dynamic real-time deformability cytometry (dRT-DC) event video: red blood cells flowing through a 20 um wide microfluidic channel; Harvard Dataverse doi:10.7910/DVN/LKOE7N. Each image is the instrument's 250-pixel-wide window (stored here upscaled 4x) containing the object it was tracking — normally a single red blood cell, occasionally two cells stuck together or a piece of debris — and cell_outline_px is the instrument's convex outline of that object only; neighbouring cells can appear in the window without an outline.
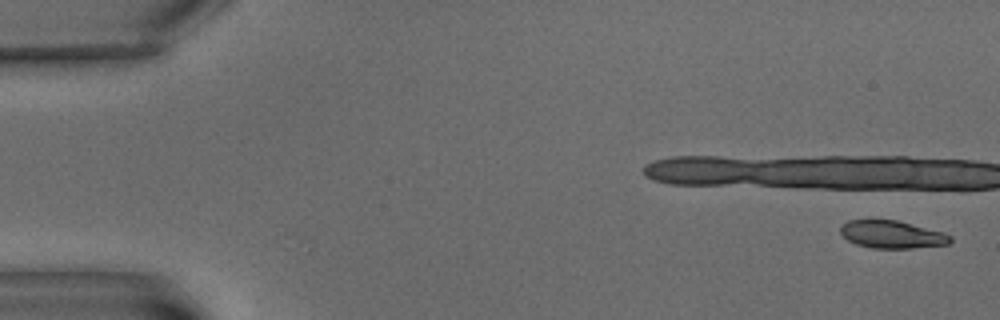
{"species": "common noctule bat (a hibernating species)", "species_latin": "Nyctalus noctula", "temperature_condition": "warm", "stored_images_in_passage": 2, "camera_frame_rate_fps": 3000, "um_per_image_px": 0.085, "animal": {"sex": "male", "body_mass_g": 15.6}, "frame": {"image": 1, "passage_image": 2, "time_ms": 1.0, "image_size_px": [1000, 320], "cell_outline_px": [[952, 240], [948, 244], [912, 248], [872, 248], [856, 244], [848, 240], [840, 232], [840, 228], [848, 220], [896, 220], [944, 232], [952, 236]], "centroid_in_image_um": [75.84, 19.93], "position_along_channel_um": 9.2, "area_um2": 17.57}}